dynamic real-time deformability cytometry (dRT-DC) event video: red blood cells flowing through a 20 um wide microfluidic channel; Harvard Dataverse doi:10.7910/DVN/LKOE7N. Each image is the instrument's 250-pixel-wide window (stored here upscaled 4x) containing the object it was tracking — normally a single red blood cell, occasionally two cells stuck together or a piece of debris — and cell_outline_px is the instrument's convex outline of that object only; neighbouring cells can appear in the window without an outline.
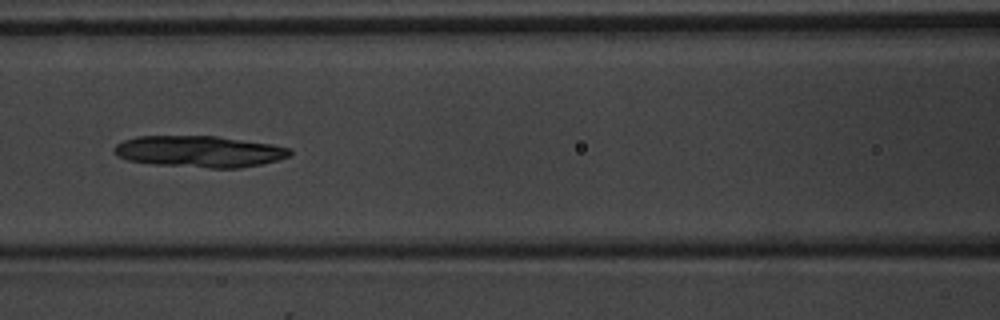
{"species": "common noctule bat (a hibernating species)", "species_latin": "Nyctalus noctula", "temperature_condition": "warm", "stored_images_in_passage": 7, "camera_frame_rate_fps": 3000, "um_per_image_px": 0.085, "animal": {"sex": "male", "body_mass_g": 20.1, "forearm_length_mm": 53.5}, "frame": {"image": 1, "passage_image": 7, "time_ms": 7.667, "image_size_px": [1000, 320], "cell_outline_px": [[292, 152], [288, 156], [276, 160], [260, 164], [240, 168], [208, 168], [152, 164], [128, 160], [116, 156], [112, 152], [112, 148], [116, 144], [124, 140], [136, 136], [216, 136], [272, 144], [292, 148]], "centroid_in_image_um": [16.9, 12.88], "position_along_channel_um": 149.7, "area_um2": 32.37}}